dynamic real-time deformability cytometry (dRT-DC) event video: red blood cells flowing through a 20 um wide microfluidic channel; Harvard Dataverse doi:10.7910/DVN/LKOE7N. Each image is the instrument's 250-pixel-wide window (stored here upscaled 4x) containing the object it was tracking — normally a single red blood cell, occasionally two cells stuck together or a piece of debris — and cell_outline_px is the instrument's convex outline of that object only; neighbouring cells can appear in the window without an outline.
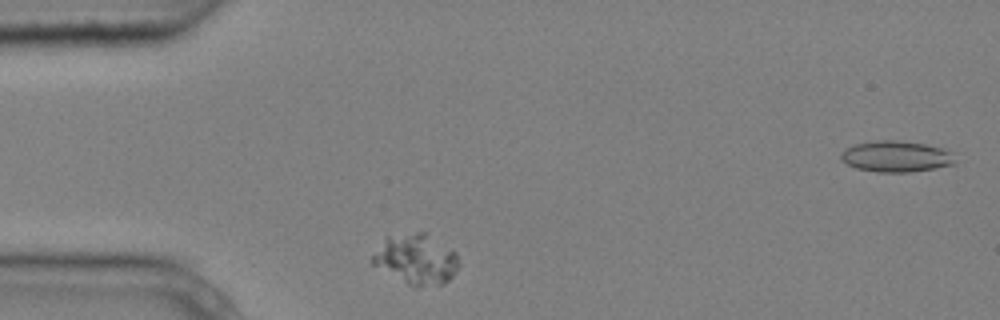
{"species": "common noctule bat (a hibernating species)", "species_latin": "Nyctalus noctula", "temperature_condition": "cold", "stored_images_in_passage": 2, "segment_of_instrument_passage": [1, 2], "camera_frame_rate_fps": 3000, "um_per_image_px": 0.085, "animal": {"sex": "male", "body_mass_g": 20.4}, "frame": {"image": 1, "passage_image": 1, "time_ms": 0.0, "image_size_px": [1000, 320], "cell_outline_px": [[460, 264], [452, 276], [444, 284], [416, 288], [408, 284], [372, 264], [372, 256], [388, 236], [416, 232], [424, 232], [452, 248], [456, 252]], "centroid_in_image_um": [35.43, 22.05], "position_along_channel_um": 49.6, "area_um2": 25.03}}